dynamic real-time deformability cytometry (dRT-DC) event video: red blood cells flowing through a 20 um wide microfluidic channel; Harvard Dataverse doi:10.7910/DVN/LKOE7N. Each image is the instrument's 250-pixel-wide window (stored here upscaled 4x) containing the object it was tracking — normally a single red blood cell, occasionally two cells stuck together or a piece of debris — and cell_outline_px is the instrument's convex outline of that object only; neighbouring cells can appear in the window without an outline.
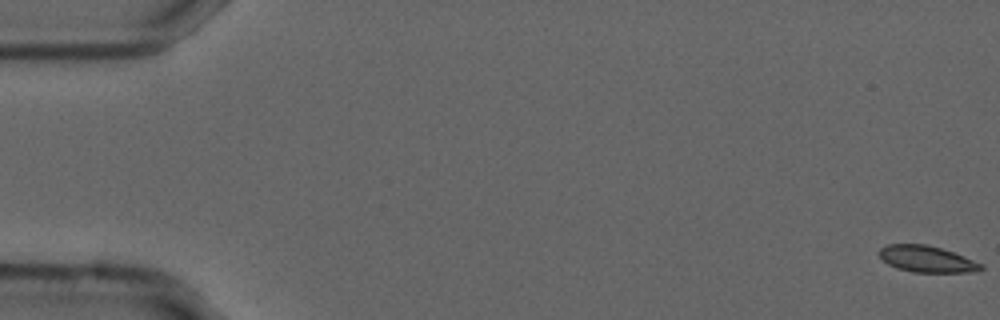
{"species": "common noctule bat (a hibernating species)", "species_latin": "Nyctalus noctula", "temperature_condition": "cold", "stored_images_in_passage": 29, "camera_frame_rate_fps": 3000, "um_per_image_px": 0.085, "animal": {"sex": "male", "forearm_length_mm": 52.5}, "frame": {"image": 1, "passage_image": 1, "time_ms": 0.0, "image_size_px": [1000, 320], "cell_outline_px": [[984, 268], [980, 272], [912, 272], [896, 268], [888, 264], [880, 256], [880, 248], [888, 244], [924, 244], [940, 248], [964, 256], [984, 264]], "centroid_in_image_um": [78.83, 22.03], "position_along_channel_um": 6.2, "area_um2": 15.66}}
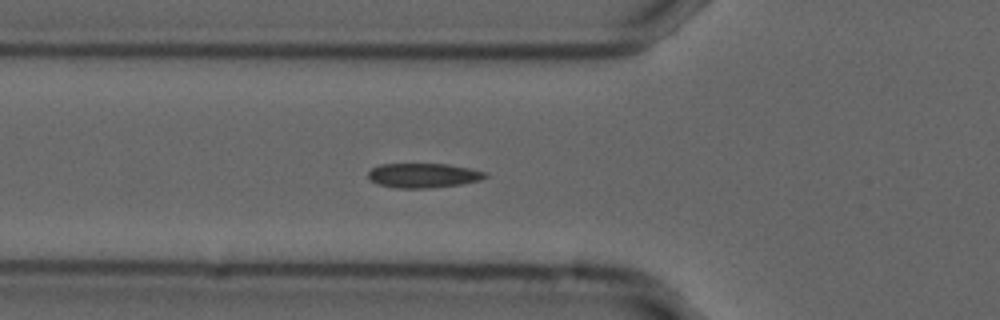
{"frame": {"image": 2, "passage_image": 20, "time_ms": 6.333, "image_size_px": [1000, 320], "cell_outline_px": [[488, 176], [480, 180], [460, 184], [428, 188], [396, 188], [376, 184], [368, 176], [368, 172], [372, 168], [380, 164], [448, 164], [488, 172]], "centroid_in_image_um": [35.98, 14.91], "position_along_channel_um": 89.8, "area_um2": 16.7}}
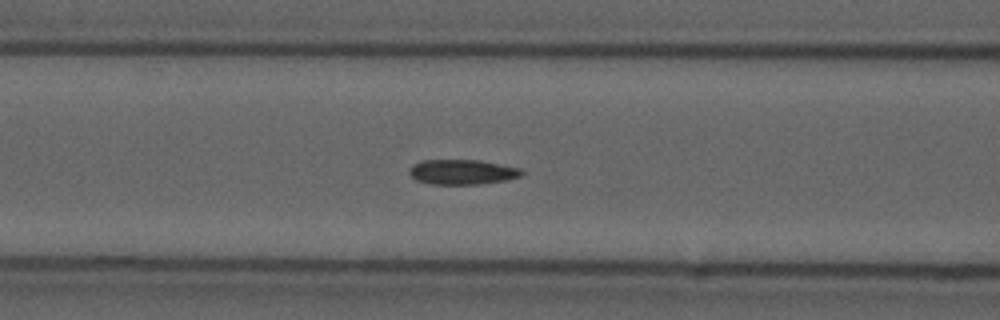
{"frame": {"image": 3, "passage_image": 23, "time_ms": 7.333, "image_size_px": [1000, 320], "cell_outline_px": [[524, 172], [520, 176], [508, 180], [480, 184], [432, 184], [416, 180], [408, 172], [408, 168], [412, 164], [424, 160], [480, 160], [520, 168]], "centroid_in_image_um": [39.28, 14.62], "position_along_channel_um": 127.3, "area_um2": 16.42}}